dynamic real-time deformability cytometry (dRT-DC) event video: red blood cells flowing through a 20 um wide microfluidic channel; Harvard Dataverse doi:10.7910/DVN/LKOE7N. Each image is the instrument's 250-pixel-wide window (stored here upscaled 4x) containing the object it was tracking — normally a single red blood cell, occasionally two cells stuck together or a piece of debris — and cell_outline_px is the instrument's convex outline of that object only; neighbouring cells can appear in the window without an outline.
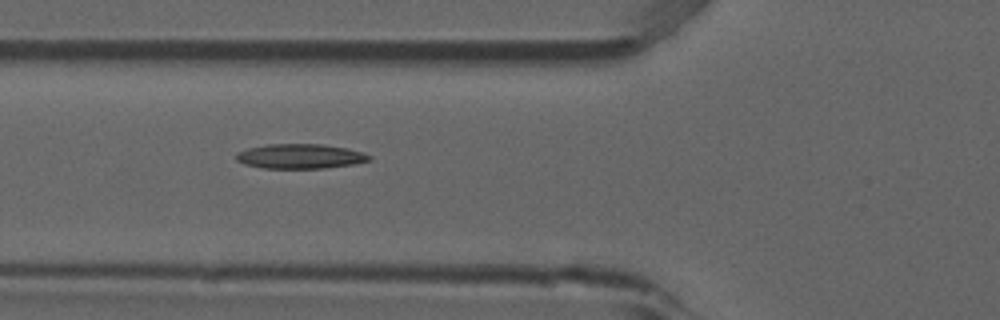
{"species": "common noctule bat (a hibernating species)", "species_latin": "Nyctalus noctula", "temperature_condition": "room temperature", "stored_images_in_passage": 5, "camera_frame_rate_fps": 3000, "um_per_image_px": 0.085, "animal": {"sex": "male", "forearm_length_mm": 52.5}, "frame": {"image": 1, "passage_image": 5, "time_ms": 1.333, "image_size_px": [1000, 320], "cell_outline_px": [[372, 160], [352, 164], [324, 168], [264, 168], [244, 164], [236, 160], [236, 152], [248, 148], [268, 144], [324, 144], [348, 148], [364, 152], [372, 156]], "centroid_in_image_um": [25.54, 13.27], "position_along_channel_um": 100.3, "area_um2": 19.25}}